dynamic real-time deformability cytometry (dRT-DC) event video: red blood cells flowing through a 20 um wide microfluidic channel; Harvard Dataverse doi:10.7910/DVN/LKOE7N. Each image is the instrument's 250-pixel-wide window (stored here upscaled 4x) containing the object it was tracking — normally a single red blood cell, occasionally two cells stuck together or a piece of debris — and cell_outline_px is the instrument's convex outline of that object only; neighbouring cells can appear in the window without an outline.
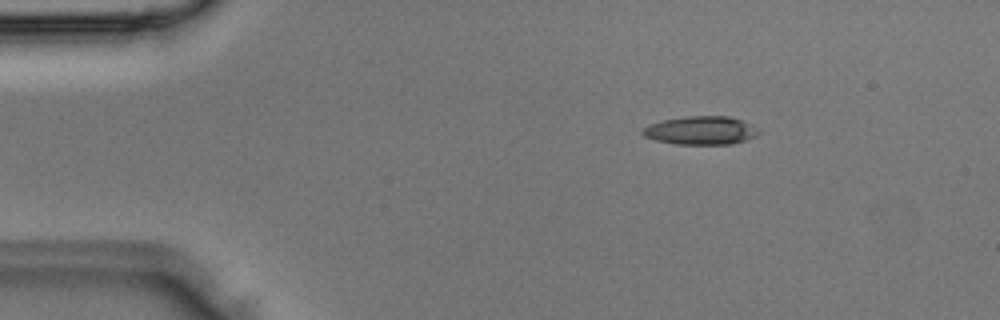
{"species": "Egyptian fruit bat (a non-hibernating species)", "species_latin": "Rousettus aegyptiacus", "temperature_condition": "room temperature", "stored_images_in_passage": 2, "camera_frame_rate_fps": 3000, "um_per_image_px": 0.085, "animal": {"sex": "male"}, "frame": {"image": 1, "passage_image": 1, "time_ms": 0.0, "image_size_px": [1000, 320], "cell_outline_px": [[760, 132], [756, 136], [748, 140], [732, 144], [676, 144], [656, 140], [644, 136], [640, 132], [648, 124], [664, 120], [688, 116], [728, 116], [740, 120], [760, 128]], "centroid_in_image_um": [59.6, 11.09], "position_along_channel_um": 25.4, "area_um2": 19.25}}